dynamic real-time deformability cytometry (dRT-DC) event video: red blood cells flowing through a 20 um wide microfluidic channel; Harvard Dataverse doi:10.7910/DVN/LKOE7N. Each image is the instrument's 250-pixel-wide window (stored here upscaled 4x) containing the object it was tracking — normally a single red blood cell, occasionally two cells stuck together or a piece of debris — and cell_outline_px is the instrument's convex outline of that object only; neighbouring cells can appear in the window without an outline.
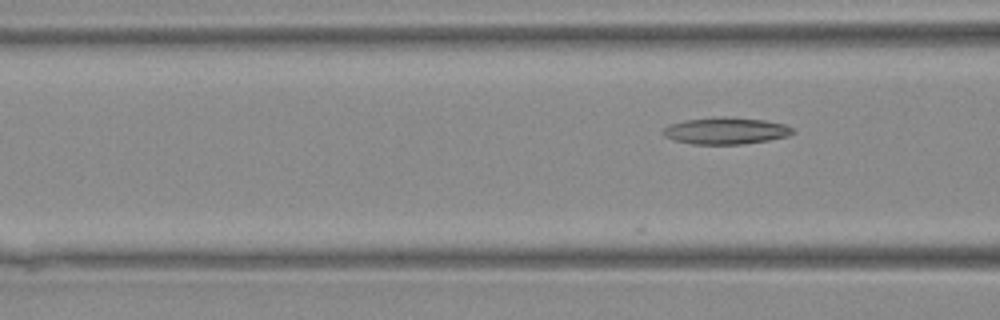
{"species": "Egyptian fruit bat (a non-hibernating species)", "species_latin": "Rousettus aegyptiacus", "temperature_condition": "warm", "stored_images_in_passage": 7, "camera_frame_rate_fps": 3000, "um_per_image_px": 0.085, "animal": {"sex": "female"}, "frame": {"image": 1, "passage_image": 3, "time_ms": 0.667, "image_size_px": [1000, 320], "cell_outline_px": [[796, 132], [788, 136], [768, 140], [744, 144], [692, 144], [676, 140], [664, 136], [660, 132], [668, 124], [684, 120], [720, 116], [724, 116], [764, 120], [784, 124], [792, 128]], "centroid_in_image_um": [61.67, 11.11], "position_along_channel_um": 104.9, "area_um2": 20.35}}
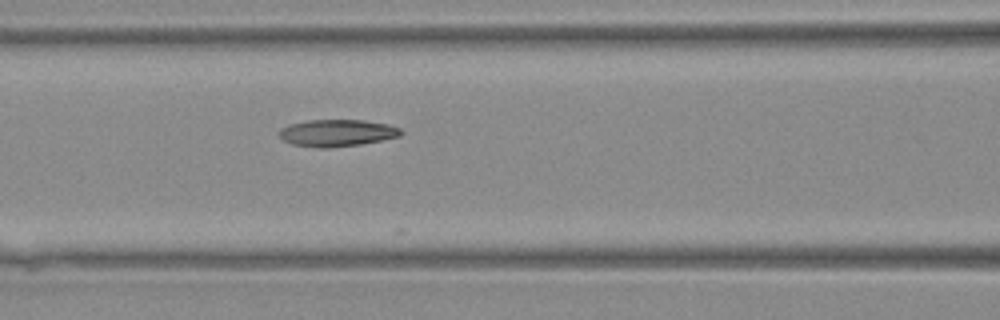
{"frame": {"image": 2, "passage_image": 5, "time_ms": 1.333, "image_size_px": [1000, 320], "cell_outline_px": [[404, 132], [400, 136], [360, 144], [324, 148], [320, 148], [292, 144], [284, 140], [280, 136], [280, 128], [288, 124], [308, 120], [364, 120], [388, 124], [400, 128]], "centroid_in_image_um": [28.65, 11.29], "position_along_channel_um": 138.0, "area_um2": 19.02}}